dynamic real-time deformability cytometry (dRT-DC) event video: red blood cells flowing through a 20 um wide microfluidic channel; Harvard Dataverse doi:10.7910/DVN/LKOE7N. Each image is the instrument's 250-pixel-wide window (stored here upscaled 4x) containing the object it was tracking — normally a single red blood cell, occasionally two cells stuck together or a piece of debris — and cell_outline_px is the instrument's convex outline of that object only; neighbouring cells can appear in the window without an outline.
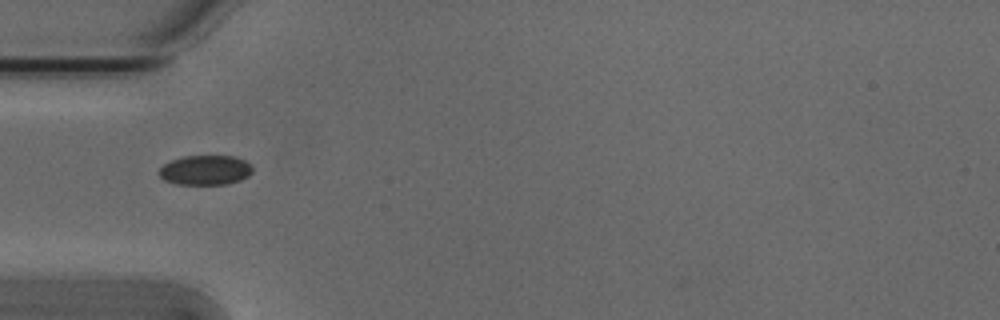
{"species": "Egyptian fruit bat (a non-hibernating species)", "species_latin": "Rousettus aegyptiacus", "temperature_condition": "cold", "stored_images_in_passage": 37, "camera_frame_rate_fps": 3000, "um_per_image_px": 0.085, "animal": {"sex": "male"}, "frame": {"image": 1, "passage_image": 1, "time_ms": 0.0, "image_size_px": [1000, 320], "cell_outline_px": [[252, 172], [248, 176], [240, 180], [224, 184], [176, 184], [164, 180], [160, 176], [160, 168], [164, 164], [180, 156], [236, 156], [252, 164]], "centroid_in_image_um": [17.47, 14.45], "position_along_channel_um": 67.5, "area_um2": 16.18}}
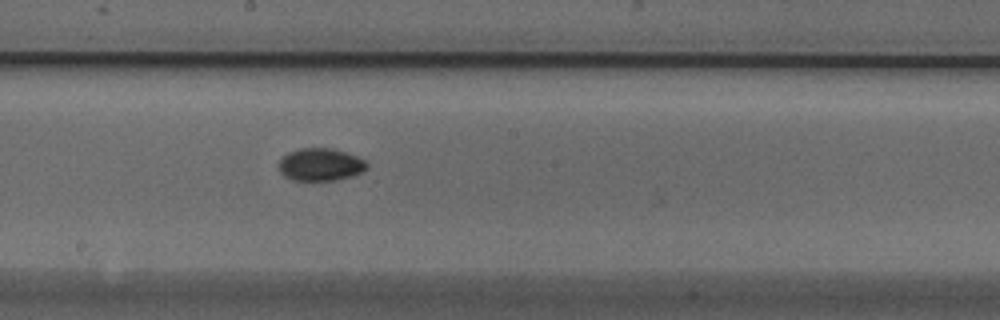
{"frame": {"image": 2, "passage_image": 13, "time_ms": 4.0, "image_size_px": [1000, 320], "cell_outline_px": [[368, 168], [352, 176], [332, 180], [292, 180], [284, 176], [280, 172], [280, 160], [288, 152], [300, 148], [332, 148], [356, 156], [364, 160], [368, 164]], "centroid_in_image_um": [27.23, 13.98], "position_along_channel_um": 221.0, "area_um2": 16.53}}
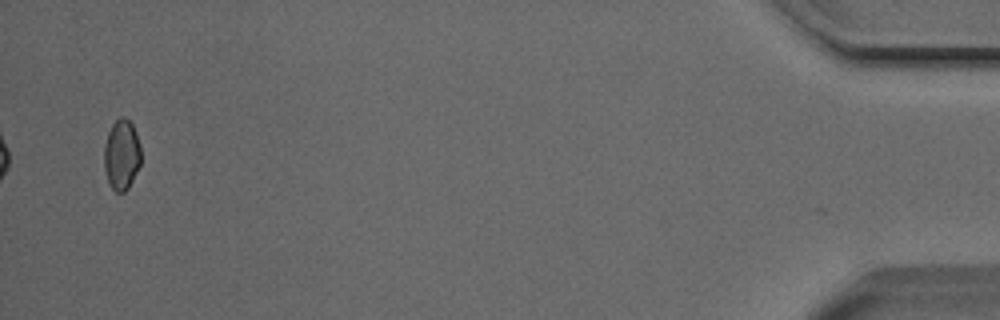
{"frame": {"image": 3, "passage_image": 36, "time_ms": 11.667, "image_size_px": [1000, 320], "cell_outline_px": [[140, 164], [128, 188], [124, 192], [116, 192], [112, 188], [108, 180], [104, 168], [104, 144], [108, 132], [112, 124], [120, 116], [124, 116], [132, 124], [136, 132], [140, 144]], "centroid_in_image_um": [10.33, 13.12], "position_along_channel_um": 424.9, "area_um2": 15.09}, "authors_computed_cell_mechanics": {"area_um2": 15.895, "velocity_mm_per_s": 3.8457, "shape_relaxation_time_tau1_ms": 4.0846, "shape_relaxation_time_tau2_ms": 4.5249, "deformation_change_tau1": 0.0612, "deformation_change_tau2": 0.0375}}